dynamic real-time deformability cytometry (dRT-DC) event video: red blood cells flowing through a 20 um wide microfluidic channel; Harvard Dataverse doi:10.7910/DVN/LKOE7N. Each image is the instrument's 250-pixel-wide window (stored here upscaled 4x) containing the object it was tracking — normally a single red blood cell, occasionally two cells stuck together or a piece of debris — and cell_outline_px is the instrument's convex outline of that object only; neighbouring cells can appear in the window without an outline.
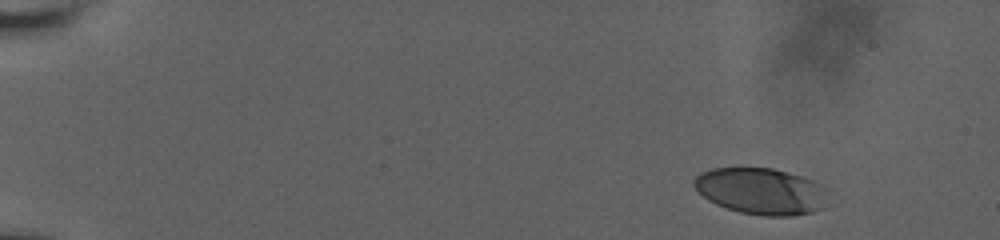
{"species": "human", "species_latin": "Homo sapiens", "temperature_condition": "room temperature", "stored_images_in_passage": 13, "camera_frame_rate_fps": 3000, "um_per_image_px": 0.085, "donor": {"sex": "male"}, "frame": {"image": 1, "passage_image": 1, "time_ms": 0.0, "image_size_px": [1000, 240], "cell_outline_px": [[824, 208], [812, 212], [792, 216], [764, 216], [740, 212], [716, 204], [708, 200], [692, 184], [692, 180], [700, 172], [712, 168], [772, 168], [788, 172], [812, 180], [820, 184], [824, 188]], "centroid_in_image_um": [64.65, 16.25], "position_along_channel_um": 20.3, "area_um2": 36.07}}
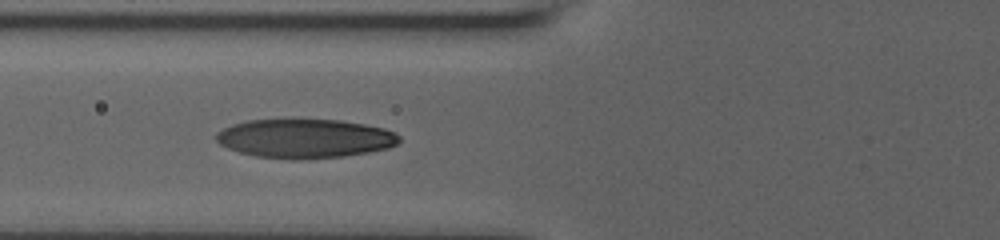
{"frame": {"image": 2, "passage_image": 10, "time_ms": 6.0, "image_size_px": [1000, 240], "cell_outline_px": [[400, 140], [396, 144], [388, 148], [368, 152], [344, 156], [304, 160], [292, 160], [256, 156], [240, 152], [228, 148], [220, 144], [216, 140], [216, 132], [232, 124], [248, 120], [292, 116], [340, 120], [364, 124], [384, 128], [396, 132], [400, 136]], "centroid_in_image_um": [25.89, 11.73], "position_along_channel_um": 99.9, "area_um2": 43.06}}
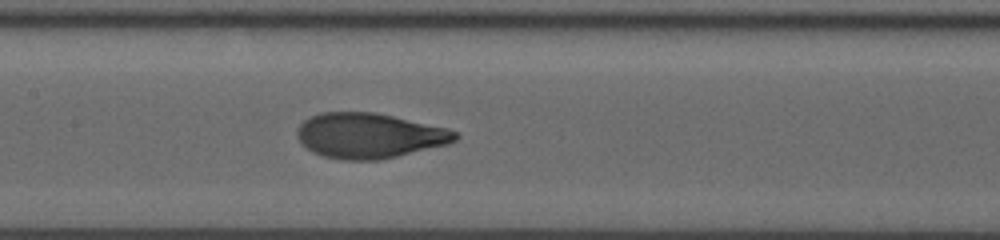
{"frame": {"image": 3, "passage_image": 13, "time_ms": 8.0, "image_size_px": [1000, 240], "cell_outline_px": [[460, 136], [456, 140], [448, 144], [380, 160], [344, 160], [324, 156], [312, 152], [300, 144], [296, 132], [300, 124], [304, 120], [320, 112], [376, 112], [448, 128], [460, 132]], "centroid_in_image_um": [31.4, 11.52], "position_along_channel_um": 176.0, "area_um2": 41.85}}